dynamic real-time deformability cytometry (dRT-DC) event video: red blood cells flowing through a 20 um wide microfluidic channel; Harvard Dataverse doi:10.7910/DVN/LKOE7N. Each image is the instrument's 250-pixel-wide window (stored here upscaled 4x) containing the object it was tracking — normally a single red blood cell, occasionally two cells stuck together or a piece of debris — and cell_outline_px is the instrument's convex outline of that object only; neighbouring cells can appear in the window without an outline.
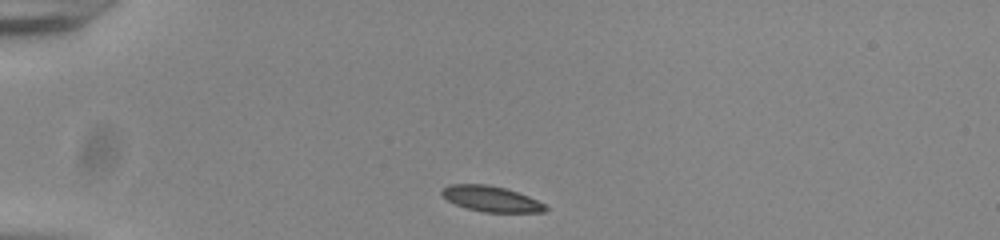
{"species": "common noctule bat (a hibernating species)", "species_latin": "Nyctalus noctula", "temperature_condition": "room temperature", "stored_images_in_passage": 41, "camera_frame_rate_fps": 3000, "um_per_image_px": 0.085, "animal": {"sex": "male", "body_mass_g": 20.0, "forearm_length_mm": 53.3}, "frame": {"image": 1, "passage_image": 1, "time_ms": 0.0, "image_size_px": [1000, 240], "cell_outline_px": [[548, 208], [544, 212], [484, 212], [468, 208], [456, 204], [448, 200], [440, 192], [448, 184], [488, 184], [504, 188], [528, 196], [544, 204]], "centroid_in_image_um": [41.74, 16.9], "position_along_channel_um": 43.3, "area_um2": 15.2}}
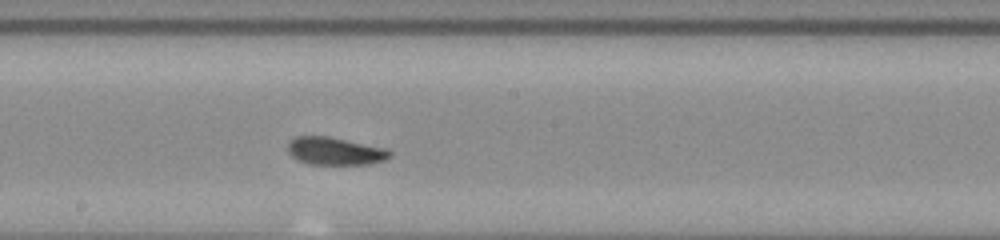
{"frame": {"image": 2, "passage_image": 18, "time_ms": 5.667, "image_size_px": [1000, 240], "cell_outline_px": [[392, 156], [384, 160], [368, 164], [308, 164], [292, 156], [288, 152], [288, 144], [296, 136], [328, 136], [384, 148], [392, 152]], "centroid_in_image_um": [28.48, 12.84], "position_along_channel_um": 219.7, "area_um2": 16.24}}
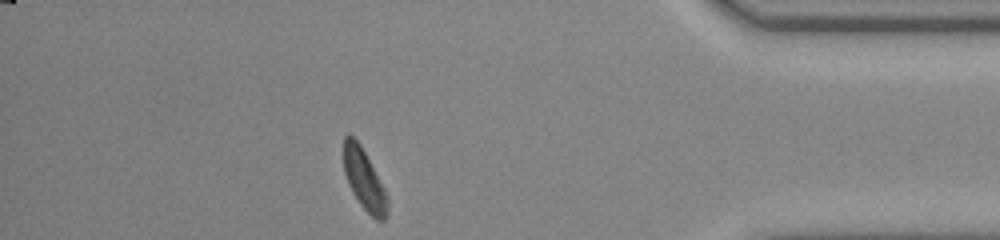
{"frame": {"image": 3, "passage_image": 35, "time_ms": 11.333, "image_size_px": [1000, 240], "cell_outline_px": [[388, 216], [384, 220], [376, 220], [360, 204], [352, 192], [348, 184], [344, 172], [344, 136], [352, 136], [360, 144], [384, 188], [388, 196]], "centroid_in_image_um": [30.97, 15.32], "position_along_channel_um": 404.2, "area_um2": 15.26}, "authors_computed_cell_mechanics": {"area_um2": 16.184, "velocity_mm_per_s": 3.8359, "shape_relaxation_time_tau1_ms": 5.0977, "shape_relaxation_time_tau2_ms": 9.7866, "deformation_change_tau1": 0.1498, "deformation_change_tau2": 0.1414}}